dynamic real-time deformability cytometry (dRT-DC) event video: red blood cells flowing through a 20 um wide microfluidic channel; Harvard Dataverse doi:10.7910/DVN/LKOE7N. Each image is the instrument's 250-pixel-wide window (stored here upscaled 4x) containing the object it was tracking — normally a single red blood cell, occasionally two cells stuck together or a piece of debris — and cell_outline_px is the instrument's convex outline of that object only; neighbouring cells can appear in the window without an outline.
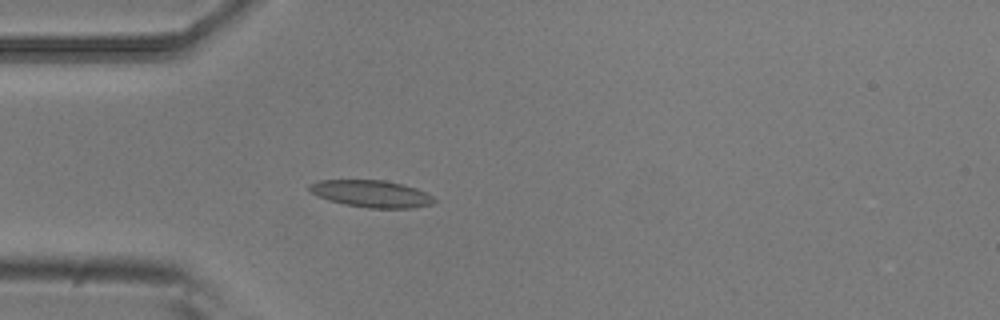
{"species": "common noctule bat (a hibernating species)", "species_latin": "Nyctalus noctula", "temperature_condition": "room temperature", "stored_images_in_passage": 3, "camera_frame_rate_fps": 3000, "um_per_image_px": 0.085, "animal": {"sex": "male", "body_mass_g": 20.5, "forearm_length_mm": 52.5}, "frame": {"image": 1, "passage_image": 3, "time_ms": 0.667, "image_size_px": [1000, 320], "cell_outline_px": [[436, 200], [432, 204], [412, 208], [368, 208], [344, 204], [328, 200], [316, 196], [308, 192], [308, 184], [320, 180], [384, 180], [404, 184], [416, 188], [432, 196]], "centroid_in_image_um": [31.52, 16.46], "position_along_channel_um": 53.5, "area_um2": 19.83}}